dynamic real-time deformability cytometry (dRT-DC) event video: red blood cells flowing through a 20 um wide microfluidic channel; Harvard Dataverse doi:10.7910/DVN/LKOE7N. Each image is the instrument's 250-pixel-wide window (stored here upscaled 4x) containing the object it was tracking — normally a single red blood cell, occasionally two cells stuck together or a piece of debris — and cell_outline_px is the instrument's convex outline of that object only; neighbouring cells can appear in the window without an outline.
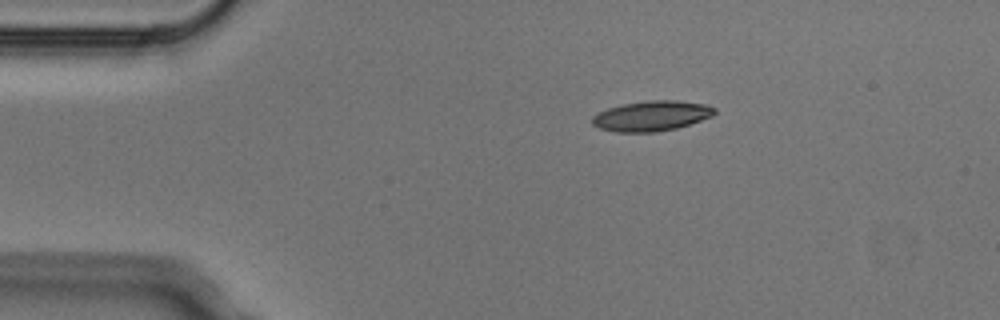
{"species": "Egyptian fruit bat (a non-hibernating species)", "species_latin": "Rousettus aegyptiacus", "temperature_condition": "cold", "stored_images_in_passage": 6, "camera_frame_rate_fps": 3000, "um_per_image_px": 0.085, "animal": {"sex": "male"}, "frame": {"image": 1, "passage_image": 1, "time_ms": 0.0, "image_size_px": [1000, 320], "cell_outline_px": [[716, 112], [712, 116], [676, 128], [656, 132], [616, 132], [600, 128], [592, 124], [592, 116], [608, 108], [624, 104], [652, 100], [676, 100], [708, 104], [716, 108]], "centroid_in_image_um": [55.41, 9.85], "position_along_channel_um": 29.6, "area_um2": 21.39}}
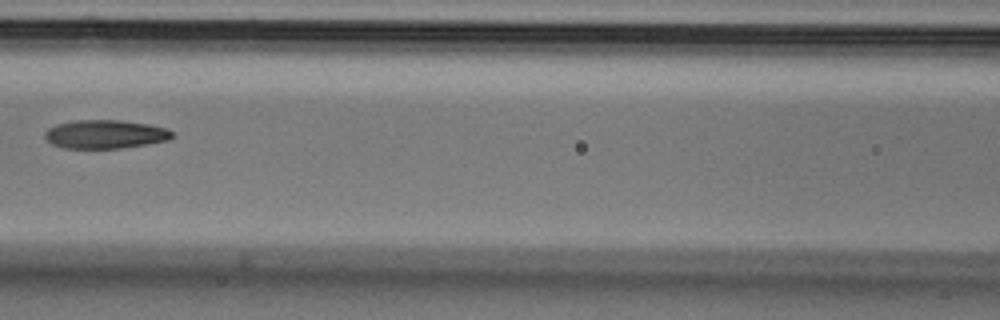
{"frame": {"image": 2, "passage_image": 5, "time_ms": 1.333, "image_size_px": [1000, 320], "cell_outline_px": [[172, 136], [168, 140], [148, 144], [120, 148], [64, 148], [52, 144], [44, 136], [44, 132], [48, 128], [56, 124], [76, 120], [120, 120], [148, 124], [168, 128], [172, 132]], "centroid_in_image_um": [8.93, 11.4], "position_along_channel_um": 157.7, "area_um2": 21.21}}
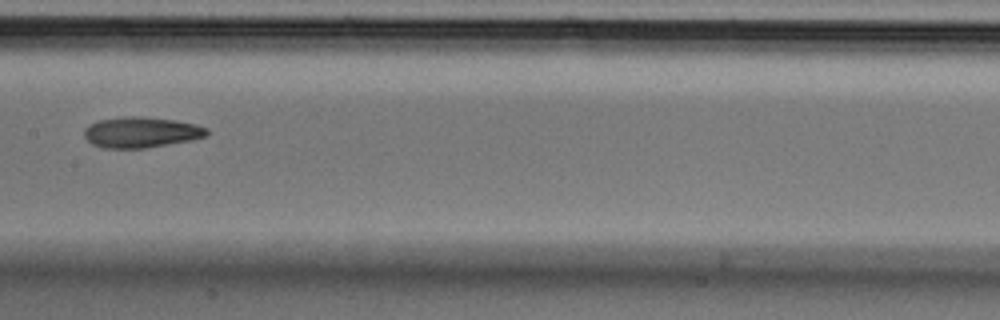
{"frame": {"image": 3, "passage_image": 6, "time_ms": 1.667, "image_size_px": [1000, 320], "cell_outline_px": [[208, 136], [192, 140], [148, 148], [104, 148], [92, 144], [84, 136], [84, 128], [88, 124], [100, 120], [124, 116], [144, 116], [176, 120], [196, 124], [208, 128]], "centroid_in_image_um": [12.02, 11.24], "position_along_channel_um": 195.4, "area_um2": 22.25}}